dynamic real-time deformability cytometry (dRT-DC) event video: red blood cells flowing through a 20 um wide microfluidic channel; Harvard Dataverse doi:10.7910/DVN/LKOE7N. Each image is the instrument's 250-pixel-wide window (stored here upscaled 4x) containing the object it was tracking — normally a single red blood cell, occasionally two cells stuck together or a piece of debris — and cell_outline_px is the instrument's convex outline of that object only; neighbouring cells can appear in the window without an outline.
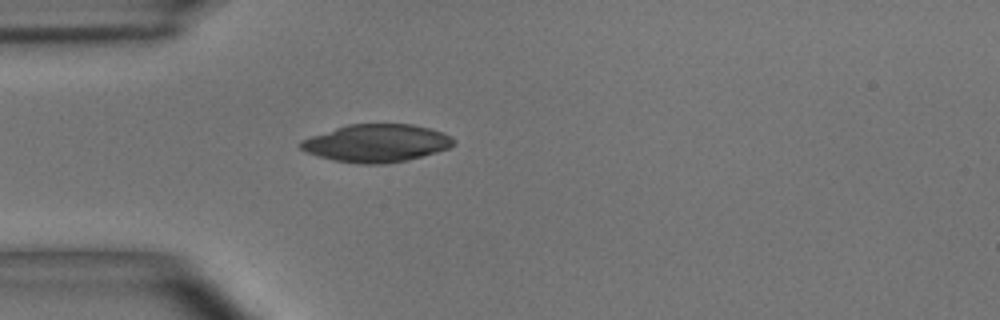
{"species": "common noctule bat (a hibernating species)", "species_latin": "Nyctalus noctula", "temperature_condition": "room temperature", "stored_images_in_passage": 1, "camera_frame_rate_fps": 3000, "um_per_image_px": 0.085, "animal": {"sex": "male", "body_mass_g": 15.6}, "frame": {"image": 1, "passage_image": 1, "time_ms": 0.0, "image_size_px": [1000, 320], "cell_outline_px": [[456, 144], [448, 148], [436, 152], [408, 160], [384, 164], [360, 164], [336, 160], [304, 152], [300, 148], [300, 140], [348, 124], [412, 124], [428, 128], [452, 136], [456, 140]], "centroid_in_image_um": [32.03, 12.17], "position_along_channel_um": 53.0, "area_um2": 33.47}}